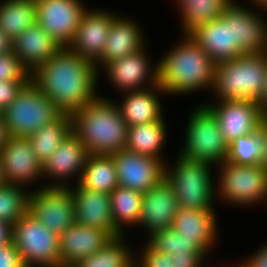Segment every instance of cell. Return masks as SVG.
Instances as JSON below:
<instances>
[{"instance_id": "1", "label": "cell", "mask_w": 267, "mask_h": 267, "mask_svg": "<svg viewBox=\"0 0 267 267\" xmlns=\"http://www.w3.org/2000/svg\"><path fill=\"white\" fill-rule=\"evenodd\" d=\"M97 79L96 65L68 47H62L31 74V81L66 114L98 98Z\"/></svg>"}, {"instance_id": "2", "label": "cell", "mask_w": 267, "mask_h": 267, "mask_svg": "<svg viewBox=\"0 0 267 267\" xmlns=\"http://www.w3.org/2000/svg\"><path fill=\"white\" fill-rule=\"evenodd\" d=\"M72 132L89 154L112 155L125 149L128 125L118 105L100 96L71 114Z\"/></svg>"}, {"instance_id": "3", "label": "cell", "mask_w": 267, "mask_h": 267, "mask_svg": "<svg viewBox=\"0 0 267 267\" xmlns=\"http://www.w3.org/2000/svg\"><path fill=\"white\" fill-rule=\"evenodd\" d=\"M184 38L158 62V85L168 94L213 89L216 63L189 34Z\"/></svg>"}, {"instance_id": "4", "label": "cell", "mask_w": 267, "mask_h": 267, "mask_svg": "<svg viewBox=\"0 0 267 267\" xmlns=\"http://www.w3.org/2000/svg\"><path fill=\"white\" fill-rule=\"evenodd\" d=\"M267 81V52L216 63L214 91L219 100L258 102Z\"/></svg>"}, {"instance_id": "5", "label": "cell", "mask_w": 267, "mask_h": 267, "mask_svg": "<svg viewBox=\"0 0 267 267\" xmlns=\"http://www.w3.org/2000/svg\"><path fill=\"white\" fill-rule=\"evenodd\" d=\"M64 112L30 81L2 112L9 135L28 138L43 126L58 120Z\"/></svg>"}, {"instance_id": "6", "label": "cell", "mask_w": 267, "mask_h": 267, "mask_svg": "<svg viewBox=\"0 0 267 267\" xmlns=\"http://www.w3.org/2000/svg\"><path fill=\"white\" fill-rule=\"evenodd\" d=\"M173 170L165 165V178L173 186L179 207L189 210L213 209L211 164L178 155Z\"/></svg>"}, {"instance_id": "7", "label": "cell", "mask_w": 267, "mask_h": 267, "mask_svg": "<svg viewBox=\"0 0 267 267\" xmlns=\"http://www.w3.org/2000/svg\"><path fill=\"white\" fill-rule=\"evenodd\" d=\"M12 242L26 267H61L59 235L38 221L30 212L12 226ZM36 265V266H35Z\"/></svg>"}, {"instance_id": "8", "label": "cell", "mask_w": 267, "mask_h": 267, "mask_svg": "<svg viewBox=\"0 0 267 267\" xmlns=\"http://www.w3.org/2000/svg\"><path fill=\"white\" fill-rule=\"evenodd\" d=\"M189 118L185 146L179 155L211 165L225 162L228 144L212 111L202 105Z\"/></svg>"}, {"instance_id": "9", "label": "cell", "mask_w": 267, "mask_h": 267, "mask_svg": "<svg viewBox=\"0 0 267 267\" xmlns=\"http://www.w3.org/2000/svg\"><path fill=\"white\" fill-rule=\"evenodd\" d=\"M220 165L219 198L235 205L267 201V172L261 164L246 166L225 161Z\"/></svg>"}, {"instance_id": "10", "label": "cell", "mask_w": 267, "mask_h": 267, "mask_svg": "<svg viewBox=\"0 0 267 267\" xmlns=\"http://www.w3.org/2000/svg\"><path fill=\"white\" fill-rule=\"evenodd\" d=\"M29 196L28 212L57 235L75 223V204L70 187H46Z\"/></svg>"}, {"instance_id": "11", "label": "cell", "mask_w": 267, "mask_h": 267, "mask_svg": "<svg viewBox=\"0 0 267 267\" xmlns=\"http://www.w3.org/2000/svg\"><path fill=\"white\" fill-rule=\"evenodd\" d=\"M37 23L61 47L74 40L86 8L79 0H35Z\"/></svg>"}, {"instance_id": "12", "label": "cell", "mask_w": 267, "mask_h": 267, "mask_svg": "<svg viewBox=\"0 0 267 267\" xmlns=\"http://www.w3.org/2000/svg\"><path fill=\"white\" fill-rule=\"evenodd\" d=\"M119 186L148 192L165 177V164L154 157L123 149L111 155Z\"/></svg>"}, {"instance_id": "13", "label": "cell", "mask_w": 267, "mask_h": 267, "mask_svg": "<svg viewBox=\"0 0 267 267\" xmlns=\"http://www.w3.org/2000/svg\"><path fill=\"white\" fill-rule=\"evenodd\" d=\"M220 102L218 105L206 106L216 117L228 145L240 136L261 129L264 119L257 102L248 100H220Z\"/></svg>"}, {"instance_id": "14", "label": "cell", "mask_w": 267, "mask_h": 267, "mask_svg": "<svg viewBox=\"0 0 267 267\" xmlns=\"http://www.w3.org/2000/svg\"><path fill=\"white\" fill-rule=\"evenodd\" d=\"M4 183L22 186L43 176L42 163L28 138L10 136L0 150Z\"/></svg>"}, {"instance_id": "15", "label": "cell", "mask_w": 267, "mask_h": 267, "mask_svg": "<svg viewBox=\"0 0 267 267\" xmlns=\"http://www.w3.org/2000/svg\"><path fill=\"white\" fill-rule=\"evenodd\" d=\"M189 35L215 63L244 55L233 43L232 4L221 17L198 26Z\"/></svg>"}, {"instance_id": "16", "label": "cell", "mask_w": 267, "mask_h": 267, "mask_svg": "<svg viewBox=\"0 0 267 267\" xmlns=\"http://www.w3.org/2000/svg\"><path fill=\"white\" fill-rule=\"evenodd\" d=\"M146 49L142 48L136 53H132L119 60H114L105 66L108 78L115 87L126 91H141L144 89V83L149 81L152 90L164 93V90L158 85V66L150 69ZM150 70V71H149ZM151 73V74H150ZM140 87H143L140 88Z\"/></svg>"}, {"instance_id": "17", "label": "cell", "mask_w": 267, "mask_h": 267, "mask_svg": "<svg viewBox=\"0 0 267 267\" xmlns=\"http://www.w3.org/2000/svg\"><path fill=\"white\" fill-rule=\"evenodd\" d=\"M77 184L76 187H70L75 204V222L107 231L113 238L122 236L113 222L110 194Z\"/></svg>"}, {"instance_id": "18", "label": "cell", "mask_w": 267, "mask_h": 267, "mask_svg": "<svg viewBox=\"0 0 267 267\" xmlns=\"http://www.w3.org/2000/svg\"><path fill=\"white\" fill-rule=\"evenodd\" d=\"M117 16L103 10H86L68 48L95 63L103 53L113 20Z\"/></svg>"}, {"instance_id": "19", "label": "cell", "mask_w": 267, "mask_h": 267, "mask_svg": "<svg viewBox=\"0 0 267 267\" xmlns=\"http://www.w3.org/2000/svg\"><path fill=\"white\" fill-rule=\"evenodd\" d=\"M179 208L173 186L164 177L148 192L143 193L141 217L138 224L147 227L149 236H151L158 231L171 228Z\"/></svg>"}, {"instance_id": "20", "label": "cell", "mask_w": 267, "mask_h": 267, "mask_svg": "<svg viewBox=\"0 0 267 267\" xmlns=\"http://www.w3.org/2000/svg\"><path fill=\"white\" fill-rule=\"evenodd\" d=\"M89 155L86 146L79 140V138L72 132L54 151L52 156H49L42 164V174L54 178L56 183L48 187H69L65 182V178H69L73 174H79L77 177L79 183L81 174L85 167L87 156ZM59 178V179H58ZM62 180L61 182H59Z\"/></svg>"}, {"instance_id": "21", "label": "cell", "mask_w": 267, "mask_h": 267, "mask_svg": "<svg viewBox=\"0 0 267 267\" xmlns=\"http://www.w3.org/2000/svg\"><path fill=\"white\" fill-rule=\"evenodd\" d=\"M113 237L104 230L74 223L59 236L61 267H70L102 249Z\"/></svg>"}, {"instance_id": "22", "label": "cell", "mask_w": 267, "mask_h": 267, "mask_svg": "<svg viewBox=\"0 0 267 267\" xmlns=\"http://www.w3.org/2000/svg\"><path fill=\"white\" fill-rule=\"evenodd\" d=\"M62 47L38 23L13 40L14 54L32 74Z\"/></svg>"}, {"instance_id": "23", "label": "cell", "mask_w": 267, "mask_h": 267, "mask_svg": "<svg viewBox=\"0 0 267 267\" xmlns=\"http://www.w3.org/2000/svg\"><path fill=\"white\" fill-rule=\"evenodd\" d=\"M233 43L241 48L244 54L267 52V25L251 10L232 3Z\"/></svg>"}, {"instance_id": "24", "label": "cell", "mask_w": 267, "mask_h": 267, "mask_svg": "<svg viewBox=\"0 0 267 267\" xmlns=\"http://www.w3.org/2000/svg\"><path fill=\"white\" fill-rule=\"evenodd\" d=\"M142 48L144 39L139 25L137 26L133 20L116 17L112 22L102 56L94 64L96 69L102 64L105 67L108 63L136 53Z\"/></svg>"}, {"instance_id": "25", "label": "cell", "mask_w": 267, "mask_h": 267, "mask_svg": "<svg viewBox=\"0 0 267 267\" xmlns=\"http://www.w3.org/2000/svg\"><path fill=\"white\" fill-rule=\"evenodd\" d=\"M216 216L213 209L179 208L171 228L187 239H193L206 253L216 238Z\"/></svg>"}, {"instance_id": "26", "label": "cell", "mask_w": 267, "mask_h": 267, "mask_svg": "<svg viewBox=\"0 0 267 267\" xmlns=\"http://www.w3.org/2000/svg\"><path fill=\"white\" fill-rule=\"evenodd\" d=\"M157 98L150 88L127 92L125 101L118 108L128 127L161 120V104Z\"/></svg>"}, {"instance_id": "27", "label": "cell", "mask_w": 267, "mask_h": 267, "mask_svg": "<svg viewBox=\"0 0 267 267\" xmlns=\"http://www.w3.org/2000/svg\"><path fill=\"white\" fill-rule=\"evenodd\" d=\"M163 120L129 126L125 149L154 157L165 164L161 156L162 145L166 140V125Z\"/></svg>"}, {"instance_id": "28", "label": "cell", "mask_w": 267, "mask_h": 267, "mask_svg": "<svg viewBox=\"0 0 267 267\" xmlns=\"http://www.w3.org/2000/svg\"><path fill=\"white\" fill-rule=\"evenodd\" d=\"M79 184L86 189L110 194L119 186L113 157L89 154Z\"/></svg>"}, {"instance_id": "29", "label": "cell", "mask_w": 267, "mask_h": 267, "mask_svg": "<svg viewBox=\"0 0 267 267\" xmlns=\"http://www.w3.org/2000/svg\"><path fill=\"white\" fill-rule=\"evenodd\" d=\"M37 23L35 0H5L0 3V29L12 40Z\"/></svg>"}, {"instance_id": "30", "label": "cell", "mask_w": 267, "mask_h": 267, "mask_svg": "<svg viewBox=\"0 0 267 267\" xmlns=\"http://www.w3.org/2000/svg\"><path fill=\"white\" fill-rule=\"evenodd\" d=\"M71 133V115L64 113L58 120L43 126L28 139L34 153L43 164Z\"/></svg>"}, {"instance_id": "31", "label": "cell", "mask_w": 267, "mask_h": 267, "mask_svg": "<svg viewBox=\"0 0 267 267\" xmlns=\"http://www.w3.org/2000/svg\"><path fill=\"white\" fill-rule=\"evenodd\" d=\"M182 10L184 34L221 17L234 0H177ZM181 5V6H180Z\"/></svg>"}, {"instance_id": "32", "label": "cell", "mask_w": 267, "mask_h": 267, "mask_svg": "<svg viewBox=\"0 0 267 267\" xmlns=\"http://www.w3.org/2000/svg\"><path fill=\"white\" fill-rule=\"evenodd\" d=\"M110 198L113 222L122 234V225H138L143 193L118 186L110 193Z\"/></svg>"}, {"instance_id": "33", "label": "cell", "mask_w": 267, "mask_h": 267, "mask_svg": "<svg viewBox=\"0 0 267 267\" xmlns=\"http://www.w3.org/2000/svg\"><path fill=\"white\" fill-rule=\"evenodd\" d=\"M122 238L123 235L112 238L102 249L70 267H130L136 260Z\"/></svg>"}, {"instance_id": "34", "label": "cell", "mask_w": 267, "mask_h": 267, "mask_svg": "<svg viewBox=\"0 0 267 267\" xmlns=\"http://www.w3.org/2000/svg\"><path fill=\"white\" fill-rule=\"evenodd\" d=\"M263 133L261 129L255 133L240 136L228 145L226 162L235 165L253 166L262 164Z\"/></svg>"}, {"instance_id": "35", "label": "cell", "mask_w": 267, "mask_h": 267, "mask_svg": "<svg viewBox=\"0 0 267 267\" xmlns=\"http://www.w3.org/2000/svg\"><path fill=\"white\" fill-rule=\"evenodd\" d=\"M22 190L10 183L0 185V220L11 226L28 212L30 193Z\"/></svg>"}, {"instance_id": "36", "label": "cell", "mask_w": 267, "mask_h": 267, "mask_svg": "<svg viewBox=\"0 0 267 267\" xmlns=\"http://www.w3.org/2000/svg\"><path fill=\"white\" fill-rule=\"evenodd\" d=\"M148 244L155 250L165 254H190L192 252H205L193 239H187L168 228L151 235Z\"/></svg>"}, {"instance_id": "37", "label": "cell", "mask_w": 267, "mask_h": 267, "mask_svg": "<svg viewBox=\"0 0 267 267\" xmlns=\"http://www.w3.org/2000/svg\"><path fill=\"white\" fill-rule=\"evenodd\" d=\"M31 81V73L14 51L0 54V81Z\"/></svg>"}, {"instance_id": "38", "label": "cell", "mask_w": 267, "mask_h": 267, "mask_svg": "<svg viewBox=\"0 0 267 267\" xmlns=\"http://www.w3.org/2000/svg\"><path fill=\"white\" fill-rule=\"evenodd\" d=\"M143 250L141 259L138 260L140 265L137 264V267H172L170 254L161 253L148 243Z\"/></svg>"}, {"instance_id": "39", "label": "cell", "mask_w": 267, "mask_h": 267, "mask_svg": "<svg viewBox=\"0 0 267 267\" xmlns=\"http://www.w3.org/2000/svg\"><path fill=\"white\" fill-rule=\"evenodd\" d=\"M30 81H0V112L2 113Z\"/></svg>"}, {"instance_id": "40", "label": "cell", "mask_w": 267, "mask_h": 267, "mask_svg": "<svg viewBox=\"0 0 267 267\" xmlns=\"http://www.w3.org/2000/svg\"><path fill=\"white\" fill-rule=\"evenodd\" d=\"M0 267H26L13 242L0 247Z\"/></svg>"}, {"instance_id": "41", "label": "cell", "mask_w": 267, "mask_h": 267, "mask_svg": "<svg viewBox=\"0 0 267 267\" xmlns=\"http://www.w3.org/2000/svg\"><path fill=\"white\" fill-rule=\"evenodd\" d=\"M206 252H192L190 254L171 255L172 267H203V258Z\"/></svg>"}, {"instance_id": "42", "label": "cell", "mask_w": 267, "mask_h": 267, "mask_svg": "<svg viewBox=\"0 0 267 267\" xmlns=\"http://www.w3.org/2000/svg\"><path fill=\"white\" fill-rule=\"evenodd\" d=\"M238 267H267V244H265L255 255L251 256Z\"/></svg>"}, {"instance_id": "43", "label": "cell", "mask_w": 267, "mask_h": 267, "mask_svg": "<svg viewBox=\"0 0 267 267\" xmlns=\"http://www.w3.org/2000/svg\"><path fill=\"white\" fill-rule=\"evenodd\" d=\"M12 242V226L0 220V247Z\"/></svg>"}, {"instance_id": "44", "label": "cell", "mask_w": 267, "mask_h": 267, "mask_svg": "<svg viewBox=\"0 0 267 267\" xmlns=\"http://www.w3.org/2000/svg\"><path fill=\"white\" fill-rule=\"evenodd\" d=\"M13 51V40L0 29V54Z\"/></svg>"}, {"instance_id": "45", "label": "cell", "mask_w": 267, "mask_h": 267, "mask_svg": "<svg viewBox=\"0 0 267 267\" xmlns=\"http://www.w3.org/2000/svg\"><path fill=\"white\" fill-rule=\"evenodd\" d=\"M261 131L263 133V160L261 165L267 172V120H263Z\"/></svg>"}, {"instance_id": "46", "label": "cell", "mask_w": 267, "mask_h": 267, "mask_svg": "<svg viewBox=\"0 0 267 267\" xmlns=\"http://www.w3.org/2000/svg\"><path fill=\"white\" fill-rule=\"evenodd\" d=\"M10 135L4 117L0 112V150L8 141Z\"/></svg>"}, {"instance_id": "47", "label": "cell", "mask_w": 267, "mask_h": 267, "mask_svg": "<svg viewBox=\"0 0 267 267\" xmlns=\"http://www.w3.org/2000/svg\"><path fill=\"white\" fill-rule=\"evenodd\" d=\"M257 103L259 105L263 119L267 120V81H266L263 93Z\"/></svg>"}, {"instance_id": "48", "label": "cell", "mask_w": 267, "mask_h": 267, "mask_svg": "<svg viewBox=\"0 0 267 267\" xmlns=\"http://www.w3.org/2000/svg\"><path fill=\"white\" fill-rule=\"evenodd\" d=\"M258 6L261 8L264 7V9L267 10V0H263Z\"/></svg>"}, {"instance_id": "49", "label": "cell", "mask_w": 267, "mask_h": 267, "mask_svg": "<svg viewBox=\"0 0 267 267\" xmlns=\"http://www.w3.org/2000/svg\"><path fill=\"white\" fill-rule=\"evenodd\" d=\"M4 183L3 175H2V169H1V160H0V185Z\"/></svg>"}, {"instance_id": "50", "label": "cell", "mask_w": 267, "mask_h": 267, "mask_svg": "<svg viewBox=\"0 0 267 267\" xmlns=\"http://www.w3.org/2000/svg\"><path fill=\"white\" fill-rule=\"evenodd\" d=\"M263 0H252L253 3H255V5H259Z\"/></svg>"}, {"instance_id": "51", "label": "cell", "mask_w": 267, "mask_h": 267, "mask_svg": "<svg viewBox=\"0 0 267 267\" xmlns=\"http://www.w3.org/2000/svg\"><path fill=\"white\" fill-rule=\"evenodd\" d=\"M130 267H137L136 262H134Z\"/></svg>"}]
</instances>
